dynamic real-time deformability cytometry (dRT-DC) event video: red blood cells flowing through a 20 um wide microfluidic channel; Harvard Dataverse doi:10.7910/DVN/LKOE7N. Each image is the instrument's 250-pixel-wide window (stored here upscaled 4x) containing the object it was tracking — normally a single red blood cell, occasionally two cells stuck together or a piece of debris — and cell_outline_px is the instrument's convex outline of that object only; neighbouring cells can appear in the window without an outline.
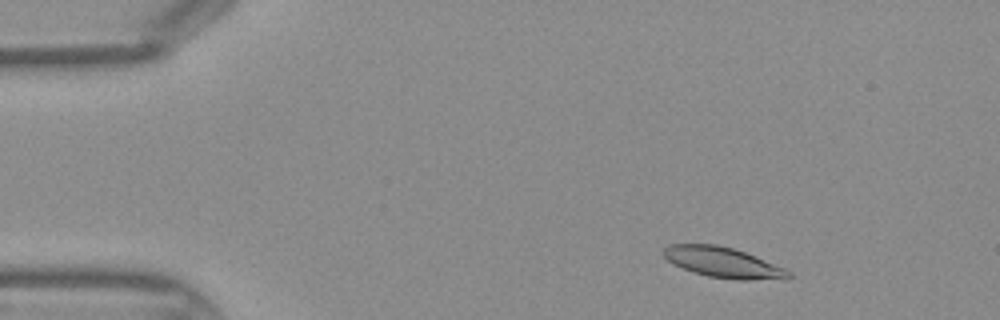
{"species": "Egyptian fruit bat (a non-hibernating species)", "species_latin": "Rousettus aegyptiacus", "temperature_condition": "warm", "stored_images_in_passage": 42, "camera_frame_rate_fps": 3000, "um_per_image_px": 0.085, "frame": {"image": 1, "passage_image": 4, "time_ms": 1.0, "image_size_px": [1000, 320], "cell_outline_px": [[792, 276], [788, 280], [740, 280], [708, 276], [672, 264], [664, 256], [664, 248], [668, 244], [716, 244], [732, 248], [744, 252], [784, 268], [792, 272]], "centroid_in_image_um": [61.51, 22.32], "position_along_channel_um": 23.5, "area_um2": 22.08}}
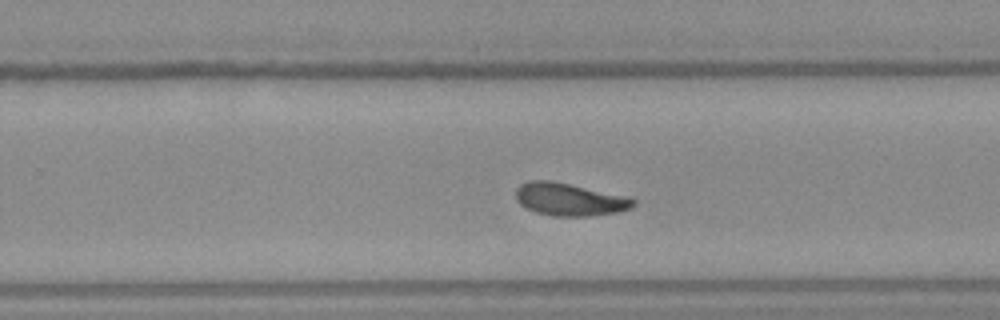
{"frame": {"image": 2, "passage_image": 26, "time_ms": 8.333, "image_size_px": [1000, 320], "cell_outline_px": [[636, 204], [632, 208], [620, 212], [588, 216], [552, 216], [536, 212], [520, 204], [516, 200], [516, 188], [520, 184], [528, 180], [548, 180], [568, 184], [624, 196], [636, 200]], "centroid_in_image_um": [48.39, 16.96], "position_along_channel_um": 281.4, "area_um2": 22.2}}
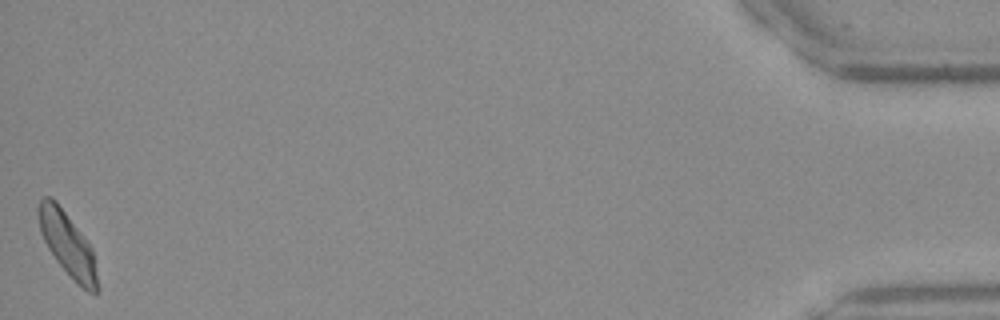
{"frame": {"image": 3, "passage_image": 42, "time_ms": 13.667, "image_size_px": [1000, 320], "cell_outline_px": [[96, 296], [88, 292], [56, 260], [48, 248], [40, 232], [36, 212], [36, 204], [44, 196], [52, 196], [56, 200], [84, 236], [92, 248], [96, 276]], "centroid_in_image_um": [5.67, 20.64], "position_along_channel_um": 429.5, "area_um2": 21.5}}